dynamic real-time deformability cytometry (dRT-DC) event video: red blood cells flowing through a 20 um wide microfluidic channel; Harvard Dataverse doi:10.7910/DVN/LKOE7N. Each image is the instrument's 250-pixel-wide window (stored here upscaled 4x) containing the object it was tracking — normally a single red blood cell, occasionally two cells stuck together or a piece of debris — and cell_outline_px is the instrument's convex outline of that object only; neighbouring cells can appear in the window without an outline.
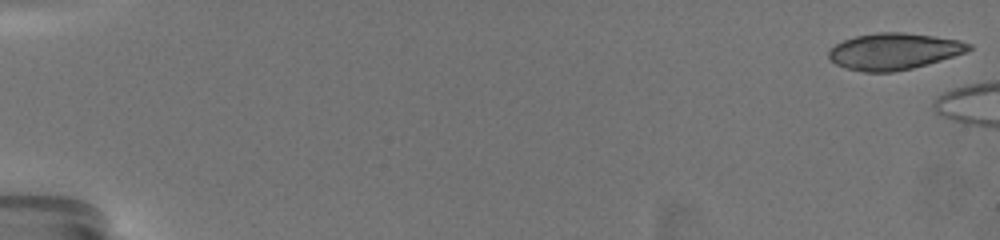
{"species": "common noctule bat (a hibernating species)", "species_latin": "Nyctalus noctula", "temperature_condition": "warm", "stored_images_in_passage": 6, "camera_frame_rate_fps": 3000, "um_per_image_px": 0.085, "animal": {"sex": "female", "body_mass_g": 19.5, "forearm_length_mm": 54.1}, "frame": {"image": 1, "passage_image": 1, "time_ms": 0.0, "image_size_px": [1000, 240], "cell_outline_px": [[972, 48], [968, 52], [912, 68], [892, 72], [864, 72], [844, 68], [836, 64], [828, 56], [828, 52], [836, 44], [844, 40], [856, 36], [880, 32], [904, 32], [960, 40], [972, 44]], "centroid_in_image_um": [76.0, 4.36], "position_along_channel_um": 9.0, "area_um2": 29.65}}